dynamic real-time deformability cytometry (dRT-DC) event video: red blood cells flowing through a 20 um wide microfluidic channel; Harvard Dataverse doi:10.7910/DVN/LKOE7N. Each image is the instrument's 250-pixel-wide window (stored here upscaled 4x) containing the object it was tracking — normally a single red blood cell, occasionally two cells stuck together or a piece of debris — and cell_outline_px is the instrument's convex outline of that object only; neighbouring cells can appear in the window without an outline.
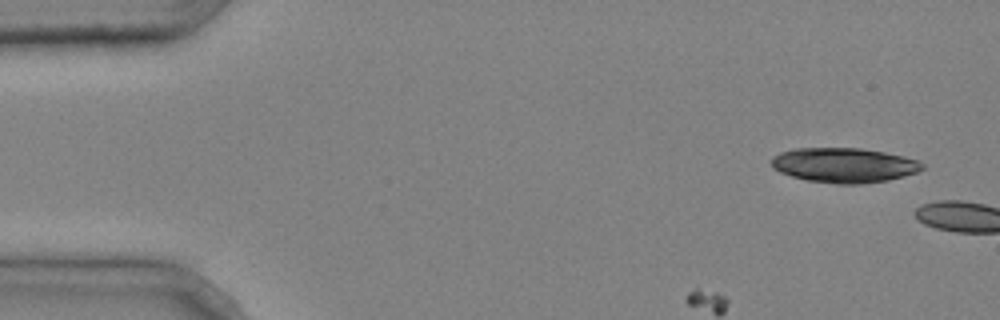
{"species": "common noctule bat (a hibernating species)", "species_latin": "Nyctalus noctula", "temperature_condition": "cold", "stored_images_in_passage": 4, "camera_frame_rate_fps": 3000, "um_per_image_px": 0.085, "animal": {"sex": "male", "body_mass_g": 20.4}, "frame": {"image": 1, "passage_image": 1, "time_ms": 0.0, "image_size_px": [1000, 320], "cell_outline_px": [[924, 168], [916, 172], [904, 176], [888, 180], [860, 184], [836, 184], [808, 180], [792, 176], [780, 172], [772, 168], [772, 156], [780, 152], [792, 148], [860, 148], [884, 152], [904, 156], [920, 160], [924, 164]], "centroid_in_image_um": [71.75, 14.03], "position_along_channel_um": 13.2, "area_um2": 30.69}}